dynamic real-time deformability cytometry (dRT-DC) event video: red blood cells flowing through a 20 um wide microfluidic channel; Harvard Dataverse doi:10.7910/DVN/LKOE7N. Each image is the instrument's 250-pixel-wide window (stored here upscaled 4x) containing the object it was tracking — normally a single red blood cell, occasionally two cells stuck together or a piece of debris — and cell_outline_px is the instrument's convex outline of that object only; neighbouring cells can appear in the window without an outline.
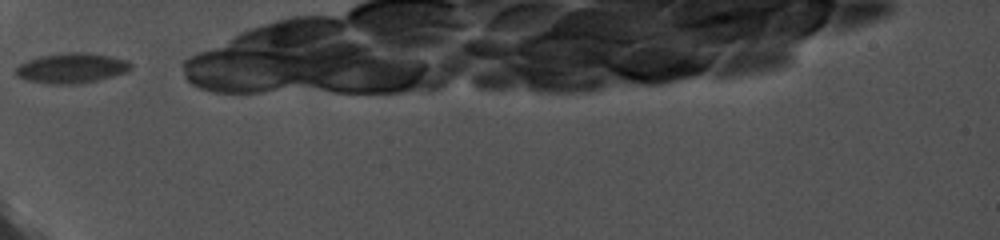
{"species": "common noctule bat (a hibernating species)", "species_latin": "Nyctalus noctula", "temperature_condition": "cold", "stored_images_in_passage": 7, "camera_frame_rate_fps": 5000, "um_per_image_px": 0.085, "animal": {"sex": "female", "body_mass_g": 19.0, "forearm_length_mm": 56.7}, "frame": {"image": 1, "passage_image": 1, "time_ms": 0.0, "image_size_px": [1000, 240], "cell_outline_px": [[132, 68], [128, 72], [96, 80], [72, 84], [48, 84], [24, 80], [16, 76], [16, 68], [20, 64], [28, 60], [40, 56], [64, 52], [88, 52], [112, 56], [128, 60], [132, 64]], "centroid_in_image_um": [6.1, 5.78], "position_along_channel_um": 78.9, "area_um2": 20.35}}
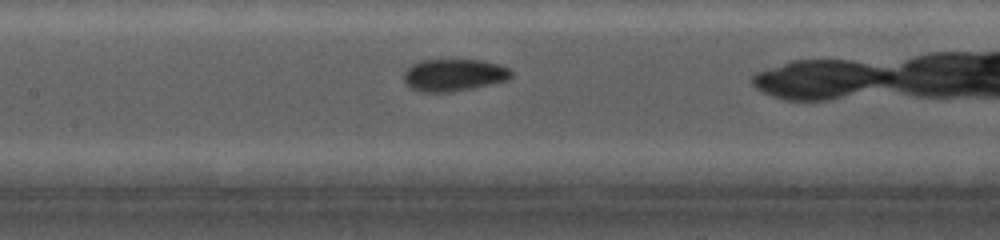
{"frame": {"image": 2, "passage_image": 5, "time_ms": 0.8, "image_size_px": [1000, 240], "cell_outline_px": [[512, 76], [508, 80], [472, 88], [452, 92], [424, 92], [412, 88], [404, 80], [404, 72], [412, 64], [420, 60], [480, 60], [500, 64], [508, 68], [512, 72]], "centroid_in_image_um": [38.6, 6.37], "position_along_channel_um": 168.8, "area_um2": 20.06}}